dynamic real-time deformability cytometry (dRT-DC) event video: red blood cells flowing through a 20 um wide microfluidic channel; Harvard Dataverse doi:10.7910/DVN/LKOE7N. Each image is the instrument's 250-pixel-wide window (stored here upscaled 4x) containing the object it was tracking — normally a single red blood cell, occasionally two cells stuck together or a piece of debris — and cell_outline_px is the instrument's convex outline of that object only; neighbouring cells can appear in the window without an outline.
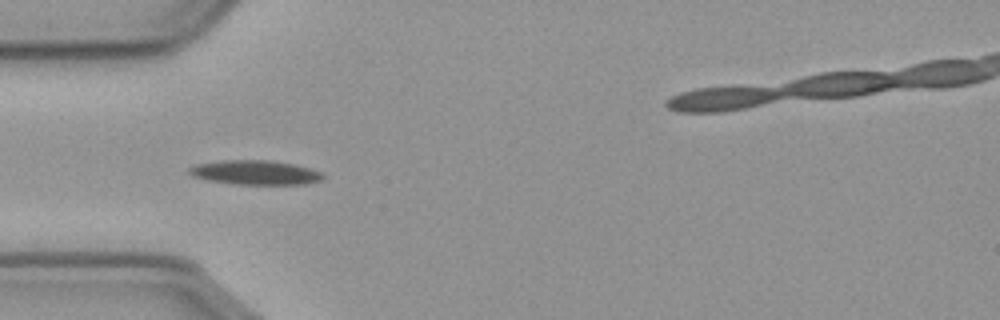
{"species": "common noctule bat (a hibernating species)", "species_latin": "Nyctalus noctula", "temperature_condition": "cold", "stored_images_in_passage": 12, "camera_frame_rate_fps": 3000, "um_per_image_px": 0.085, "animal": {"sex": "male", "body_mass_g": 23.1, "forearm_length_mm": 52.7}, "frame": {"image": 1, "passage_image": 3, "time_ms": 0.667, "image_size_px": [1000, 320], "cell_outline_px": [[324, 176], [320, 180], [304, 184], [232, 184], [208, 180], [192, 176], [188, 172], [188, 168], [196, 164], [224, 160], [268, 160], [292, 164], [324, 172]], "centroid_in_image_um": [21.67, 14.66], "position_along_channel_um": 63.3, "area_um2": 18.9}}
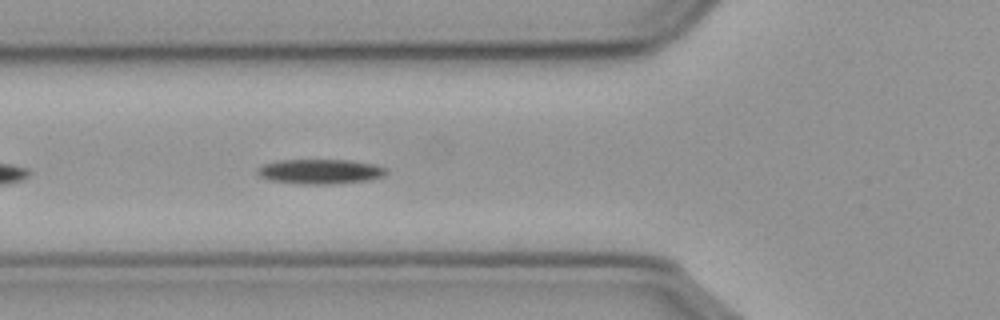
{"frame": {"image": 2, "passage_image": 6, "time_ms": 1.667, "image_size_px": [1000, 320], "cell_outline_px": [[388, 172], [384, 176], [368, 180], [332, 184], [300, 184], [272, 180], [260, 176], [256, 172], [256, 168], [264, 164], [280, 160], [352, 160], [372, 164], [388, 168]], "centroid_in_image_um": [27.24, 14.57], "position_along_channel_um": 98.6, "area_um2": 18.61}}
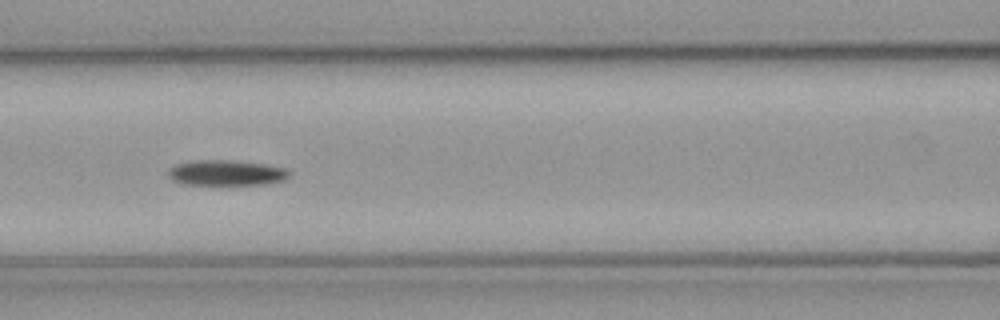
{"frame": {"image": 3, "passage_image": 10, "time_ms": 3.0, "image_size_px": [1000, 320], "cell_outline_px": [[292, 176], [284, 180], [268, 184], [184, 184], [172, 180], [168, 176], [168, 172], [176, 164], [192, 160], [228, 160], [260, 164], [284, 168], [292, 172]], "centroid_in_image_um": [19.26, 14.69], "position_along_channel_um": 147.3, "area_um2": 17.8}}